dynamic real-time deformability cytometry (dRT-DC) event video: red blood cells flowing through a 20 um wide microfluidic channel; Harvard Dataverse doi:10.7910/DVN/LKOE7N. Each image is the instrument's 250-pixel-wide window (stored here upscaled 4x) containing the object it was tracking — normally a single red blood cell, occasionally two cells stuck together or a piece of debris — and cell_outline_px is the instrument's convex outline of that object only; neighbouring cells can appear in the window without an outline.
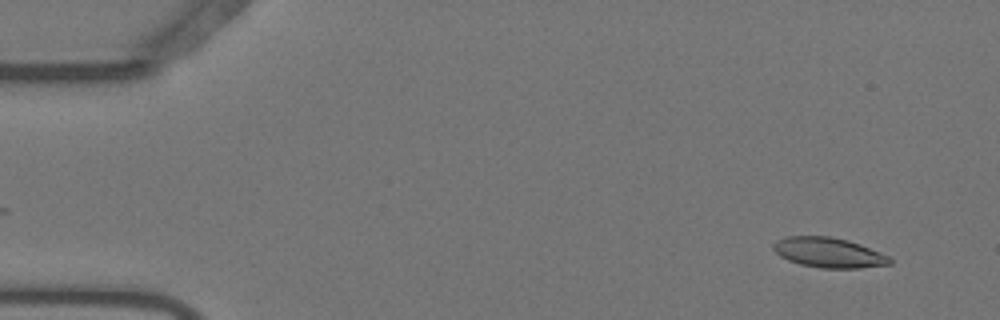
{"species": "Egyptian fruit bat (a non-hibernating species)", "species_latin": "Rousettus aegyptiacus", "temperature_condition": "warm", "stored_images_in_passage": 53, "camera_frame_rate_fps": 3000, "um_per_image_px": 0.085, "animal": {"sex": "female"}, "frame": {"image": 1, "passage_image": 2, "time_ms": 0.333, "image_size_px": [1000, 320], "cell_outline_px": [[892, 264], [860, 268], [824, 268], [800, 264], [788, 260], [780, 256], [772, 248], [772, 244], [776, 240], [784, 236], [832, 236], [848, 240], [860, 244], [880, 252], [888, 256], [892, 260]], "centroid_in_image_um": [70.42, 21.46], "position_along_channel_um": 14.6, "area_um2": 20.46}}
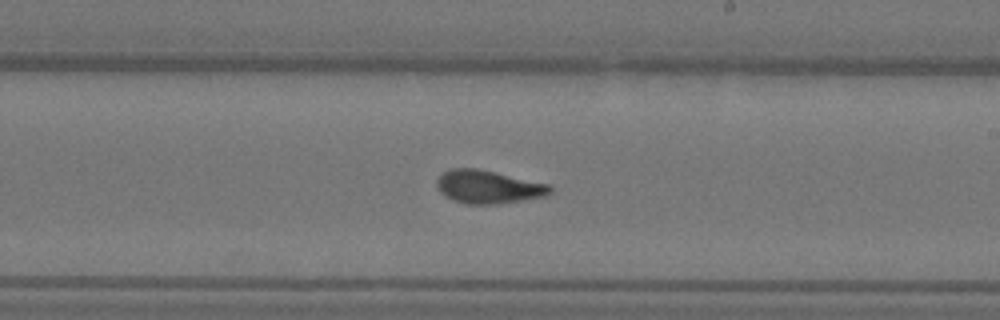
{"frame": {"image": 2, "passage_image": 30, "time_ms": 9.667, "image_size_px": [1000, 320], "cell_outline_px": [[552, 192], [544, 196], [496, 204], [464, 204], [452, 200], [444, 196], [436, 188], [436, 180], [444, 172], [452, 168], [476, 168], [552, 184]], "centroid_in_image_um": [41.49, 15.88], "position_along_channel_um": 247.5, "area_um2": 22.02}}
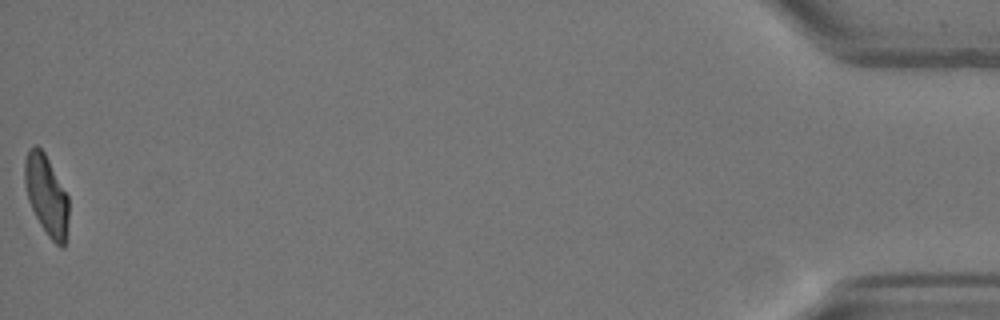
{"frame": {"image": 3, "passage_image": 53, "time_ms": 17.333, "image_size_px": [1000, 320], "cell_outline_px": [[68, 220], [64, 248], [60, 248], [48, 236], [40, 224], [28, 200], [24, 184], [24, 160], [28, 148], [36, 144], [44, 152], [68, 196]], "centroid_in_image_um": [3.93, 16.58], "position_along_channel_um": 431.3, "area_um2": 20.52}, "authors_computed_cell_mechanics": {"area_um2": 21.2704, "velocity_mm_per_s": 3.6919, "shape_relaxation_time_tau1_ms": 5.2777, "shape_relaxation_time_tau2_ms": 1.3292, "deformation_change_tau1": 0.2229, "deformation_change_tau2": 0.0889}}